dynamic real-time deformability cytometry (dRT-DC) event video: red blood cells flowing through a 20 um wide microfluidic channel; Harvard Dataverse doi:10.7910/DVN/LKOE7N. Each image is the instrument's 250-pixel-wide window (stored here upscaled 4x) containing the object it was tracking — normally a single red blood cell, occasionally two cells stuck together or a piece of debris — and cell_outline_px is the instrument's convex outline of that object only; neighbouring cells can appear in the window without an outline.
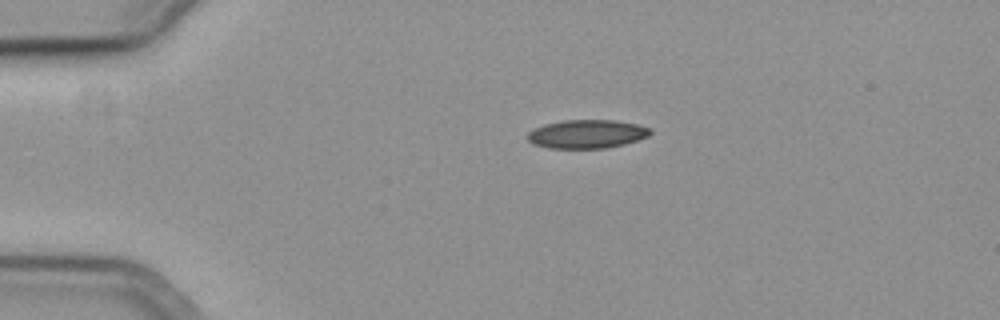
{"species": "common noctule bat (a hibernating species)", "species_latin": "Nyctalus noctula", "temperature_condition": "cold", "stored_images_in_passage": 45, "camera_frame_rate_fps": 3000, "um_per_image_px": 0.085, "animal": {"sex": "female", "body_mass_g": 19.3, "forearm_length_mm": 54.1}, "frame": {"image": 1, "passage_image": 1, "time_ms": 0.0, "image_size_px": [1000, 320], "cell_outline_px": [[652, 132], [648, 136], [624, 144], [604, 148], [548, 148], [532, 144], [528, 140], [528, 132], [544, 124], [564, 120], [616, 120], [636, 124], [652, 128]], "centroid_in_image_um": [49.89, 11.39], "position_along_channel_um": 35.1, "area_um2": 20.4}}
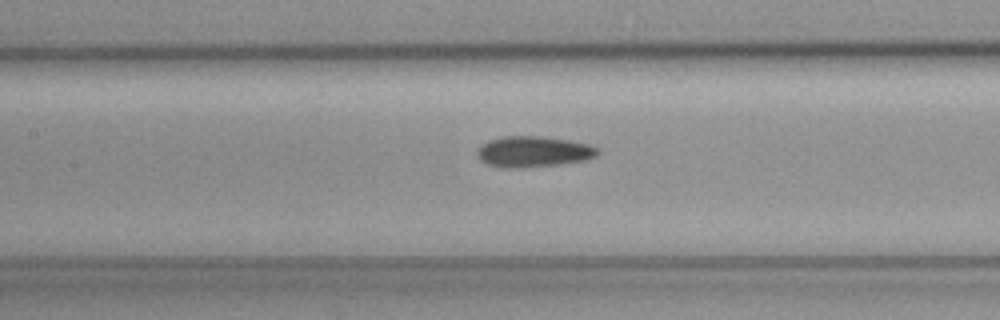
{"frame": {"image": 2, "passage_image": 15, "time_ms": 4.667, "image_size_px": [1000, 320], "cell_outline_px": [[600, 152], [596, 156], [588, 160], [556, 164], [520, 168], [504, 168], [488, 164], [480, 160], [476, 156], [476, 152], [488, 140], [504, 136], [540, 136], [568, 140], [588, 144], [600, 148]], "centroid_in_image_um": [45.36, 12.89], "position_along_channel_um": 162.0, "area_um2": 21.68}}
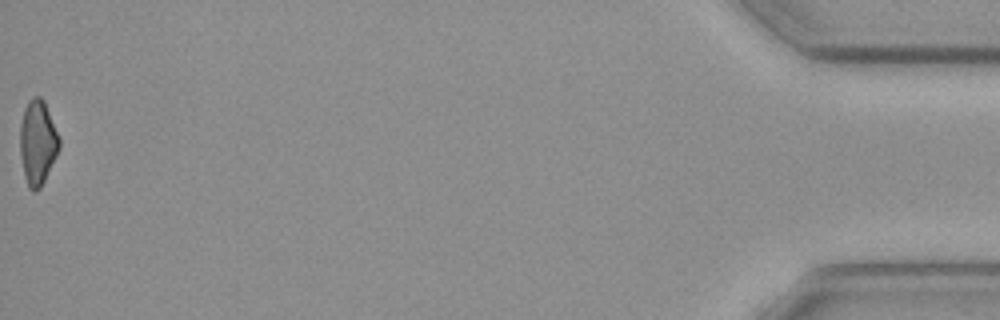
{"frame": {"image": 3, "passage_image": 45, "time_ms": 14.667, "image_size_px": [1000, 320], "cell_outline_px": [[60, 148], [40, 188], [36, 192], [32, 192], [28, 188], [24, 176], [20, 156], [20, 124], [24, 108], [28, 100], [32, 96], [40, 96], [44, 100], [60, 136]], "centroid_in_image_um": [3.19, 12.09], "position_along_channel_um": 432.0, "area_um2": 19.65}, "authors_computed_cell_mechanics": {"area_um2": 20.519, "velocity_mm_per_s": 3.7261, "shape_relaxation_time_tau1_ms": 4.6633, "shape_relaxation_time_tau2_ms": null, "deformation_change_tau1": 0.0916, "deformation_change_tau2": null}}